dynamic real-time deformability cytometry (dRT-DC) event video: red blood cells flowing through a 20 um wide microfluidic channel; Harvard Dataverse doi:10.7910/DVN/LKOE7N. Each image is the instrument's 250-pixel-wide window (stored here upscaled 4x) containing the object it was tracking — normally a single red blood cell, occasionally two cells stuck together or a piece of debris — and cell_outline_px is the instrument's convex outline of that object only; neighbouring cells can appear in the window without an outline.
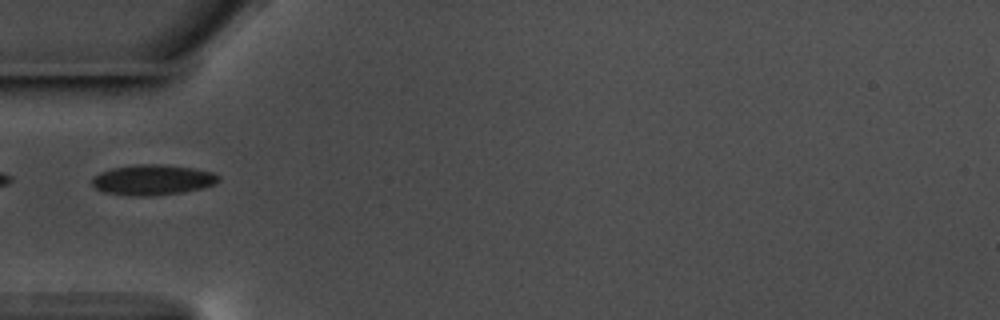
{"species": "common noctule bat (a hibernating species)", "species_latin": "Nyctalus noctula", "temperature_condition": "warm", "stored_images_in_passage": 39, "camera_frame_rate_fps": 3000, "um_per_image_px": 0.085, "animal": {"sex": "male", "body_mass_g": 17.5, "forearm_length_mm": 52.3}, "frame": {"image": 1, "passage_image": 1, "time_ms": 0.0, "image_size_px": [1000, 320], "cell_outline_px": [[220, 180], [216, 184], [200, 188], [180, 192], [144, 196], [136, 196], [104, 192], [96, 188], [92, 184], [92, 176], [100, 172], [112, 168], [140, 164], [160, 164], [192, 168], [212, 172], [220, 176]], "centroid_in_image_um": [12.96, 15.28], "position_along_channel_um": 72.0, "area_um2": 22.14}}
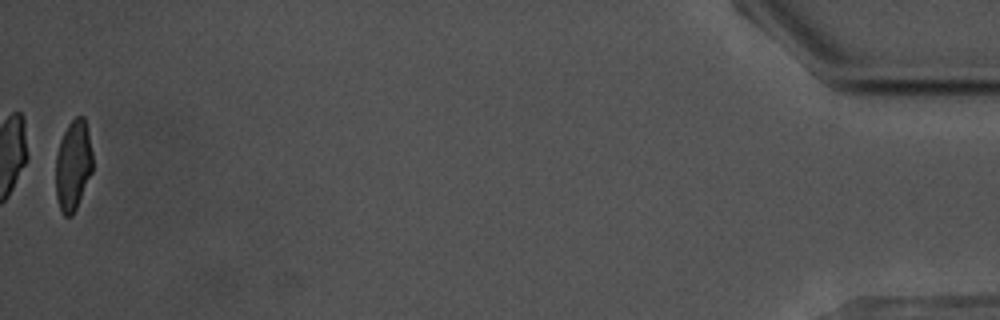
{"frame": {"image": 2, "passage_image": 39, "time_ms": 12.667, "image_size_px": [1000, 320], "cell_outline_px": [[92, 172], [76, 208], [72, 216], [64, 216], [60, 208], [56, 196], [56, 152], [60, 140], [68, 124], [76, 116], [84, 116], [88, 132], [92, 152]], "centroid_in_image_um": [6.21, 14.04], "position_along_channel_um": 429.0, "area_um2": 19.36}}